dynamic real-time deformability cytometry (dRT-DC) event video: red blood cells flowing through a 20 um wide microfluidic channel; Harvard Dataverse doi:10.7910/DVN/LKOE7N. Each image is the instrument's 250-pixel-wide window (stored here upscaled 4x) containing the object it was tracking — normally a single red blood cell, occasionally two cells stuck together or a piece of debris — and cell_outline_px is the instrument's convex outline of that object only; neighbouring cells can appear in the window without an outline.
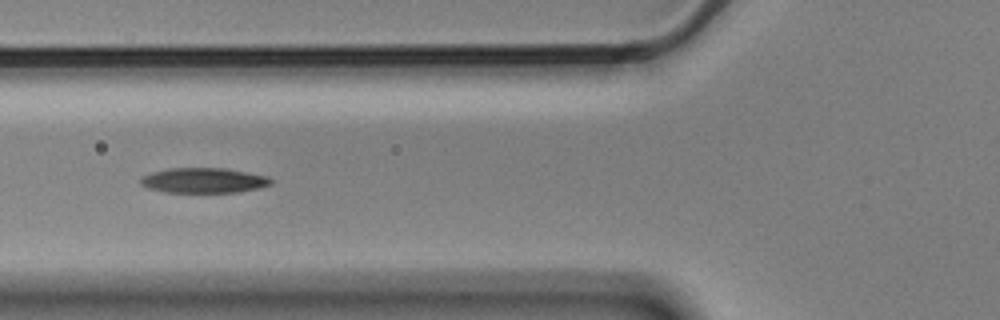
{"species": "Egyptian fruit bat (a non-hibernating species)", "species_latin": "Rousettus aegyptiacus", "temperature_condition": "cold", "stored_images_in_passage": 9, "camera_frame_rate_fps": 3000, "um_per_image_px": 0.085, "animal": {"sex": "male"}, "frame": {"image": 1, "passage_image": 6, "time_ms": 1.667, "image_size_px": [1000, 320], "cell_outline_px": [[272, 184], [260, 188], [240, 192], [164, 192], [148, 188], [140, 184], [140, 176], [152, 172], [168, 168], [224, 168], [268, 176], [272, 180]], "centroid_in_image_um": [17.3, 15.33], "position_along_channel_um": 108.5, "area_um2": 19.19}}
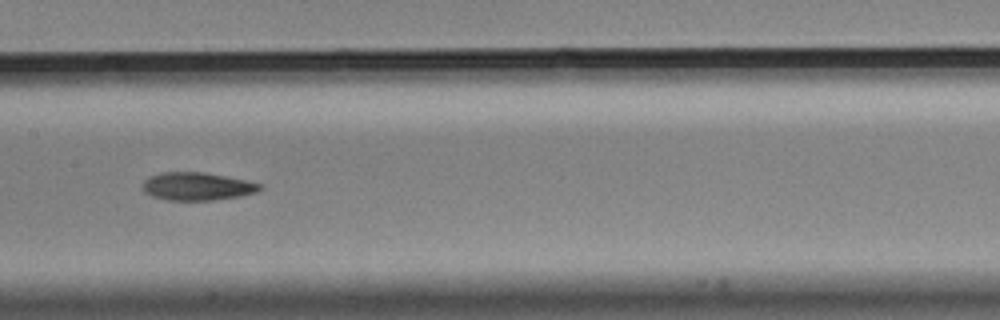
{"frame": {"image": 2, "passage_image": 8, "time_ms": 2.333, "image_size_px": [1000, 320], "cell_outline_px": [[264, 188], [256, 192], [240, 196], [212, 200], [168, 200], [152, 196], [144, 192], [144, 180], [160, 172], [204, 172], [248, 180], [264, 184]], "centroid_in_image_um": [16.82, 15.83], "position_along_channel_um": 190.6, "area_um2": 19.13}}
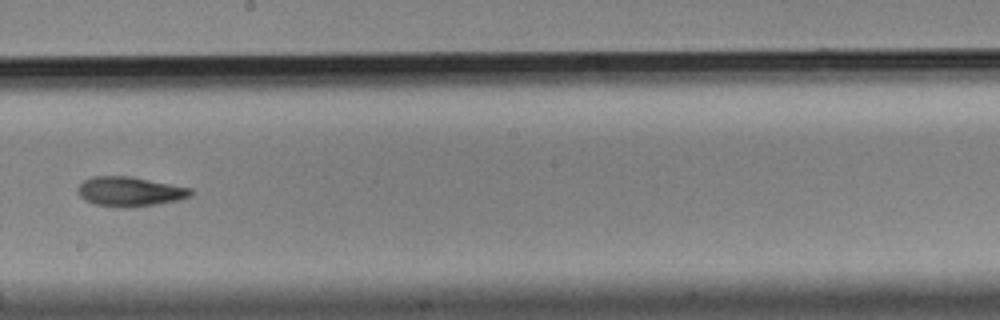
{"frame": {"image": 3, "passage_image": 9, "time_ms": 2.667, "image_size_px": [1000, 320], "cell_outline_px": [[192, 196], [176, 200], [156, 204], [128, 208], [120, 208], [96, 204], [80, 196], [76, 188], [84, 180], [92, 176], [132, 176], [192, 188]], "centroid_in_image_um": [11.04, 16.27], "position_along_channel_um": 237.2, "area_um2": 19.48}}